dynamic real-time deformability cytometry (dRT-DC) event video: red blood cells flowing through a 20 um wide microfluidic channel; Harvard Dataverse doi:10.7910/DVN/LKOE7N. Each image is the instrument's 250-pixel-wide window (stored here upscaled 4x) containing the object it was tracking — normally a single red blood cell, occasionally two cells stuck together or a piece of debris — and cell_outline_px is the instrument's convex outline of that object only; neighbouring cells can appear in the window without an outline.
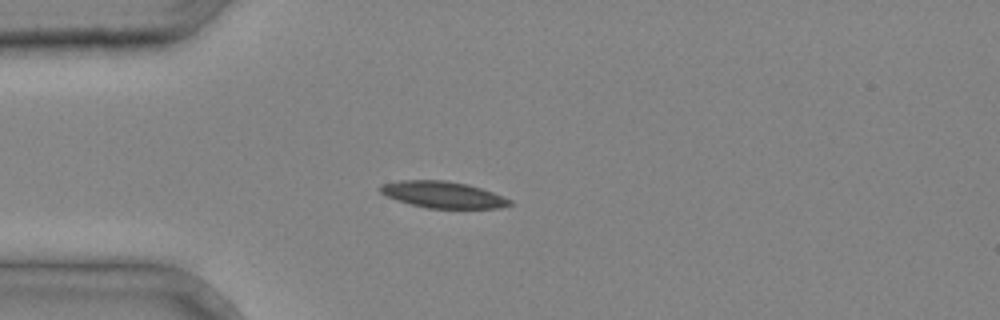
{"species": "common noctule bat (a hibernating species)", "species_latin": "Nyctalus noctula", "temperature_condition": "cold", "stored_images_in_passage": 2, "camera_frame_rate_fps": 3000, "um_per_image_px": 0.085, "animal": {"sex": "male", "body_mass_g": 20.4}, "frame": {"image": 1, "passage_image": 2, "time_ms": 0.333, "image_size_px": [1000, 320], "cell_outline_px": [[512, 204], [500, 208], [428, 208], [412, 204], [388, 196], [380, 192], [376, 188], [380, 184], [400, 180], [444, 180], [468, 184], [492, 192], [512, 200]], "centroid_in_image_um": [37.64, 16.53], "position_along_channel_um": 47.4, "area_um2": 19.88}}